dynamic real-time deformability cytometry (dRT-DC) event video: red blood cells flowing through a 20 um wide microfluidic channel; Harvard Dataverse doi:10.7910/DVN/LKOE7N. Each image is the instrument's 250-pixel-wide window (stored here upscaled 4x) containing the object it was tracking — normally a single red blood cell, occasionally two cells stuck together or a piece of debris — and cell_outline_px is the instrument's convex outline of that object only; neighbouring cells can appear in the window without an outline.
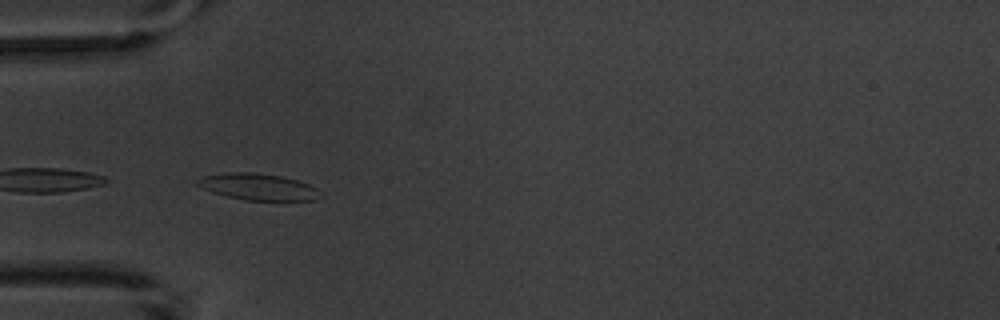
{"species": "common noctule bat (a hibernating species)", "species_latin": "Nyctalus noctula", "temperature_condition": "warm", "stored_images_in_passage": 6, "camera_frame_rate_fps": 3000, "um_per_image_px": 0.085, "animal": {"sex": "male", "body_mass_g": 20.1, "forearm_length_mm": 53.5}, "frame": {"image": 1, "passage_image": 5, "time_ms": 5.667, "image_size_px": [1000, 320], "cell_outline_px": [[324, 196], [316, 200], [244, 200], [224, 196], [212, 192], [196, 184], [196, 180], [204, 176], [228, 172], [256, 172], [280, 176], [296, 180], [308, 184], [316, 188]], "centroid_in_image_um": [21.95, 15.88], "position_along_channel_um": 63.0, "area_um2": 19.02}}